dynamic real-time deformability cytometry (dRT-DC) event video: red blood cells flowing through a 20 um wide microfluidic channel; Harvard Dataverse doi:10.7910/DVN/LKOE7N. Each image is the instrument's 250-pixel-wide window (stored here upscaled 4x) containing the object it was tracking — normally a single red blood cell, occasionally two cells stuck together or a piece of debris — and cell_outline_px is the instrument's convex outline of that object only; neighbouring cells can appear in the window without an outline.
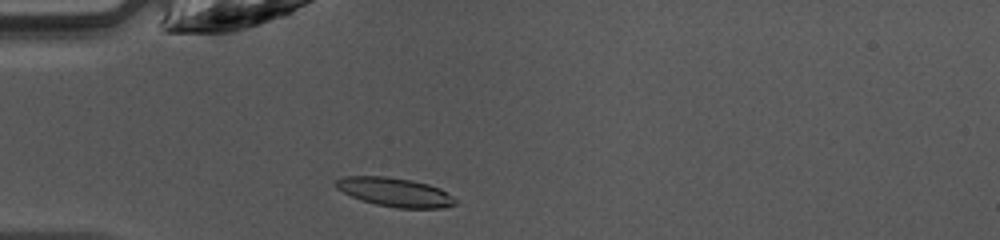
{"species": "common noctule bat (a hibernating species)", "species_latin": "Nyctalus noctula", "temperature_condition": "warm", "stored_images_in_passage": 36, "camera_frame_rate_fps": 3000, "um_per_image_px": 0.085, "animal": {"sex": "female", "body_mass_g": 10.0, "forearm_length_mm": 53.1}, "frame": {"image": 1, "passage_image": 2, "time_ms": 0.333, "image_size_px": [1000, 240], "cell_outline_px": [[460, 200], [456, 204], [448, 208], [400, 208], [376, 204], [360, 200], [336, 188], [336, 180], [344, 176], [384, 176], [412, 180], [428, 184], [440, 188]], "centroid_in_image_um": [33.64, 16.34], "position_along_channel_um": 51.4, "area_um2": 20.23}}
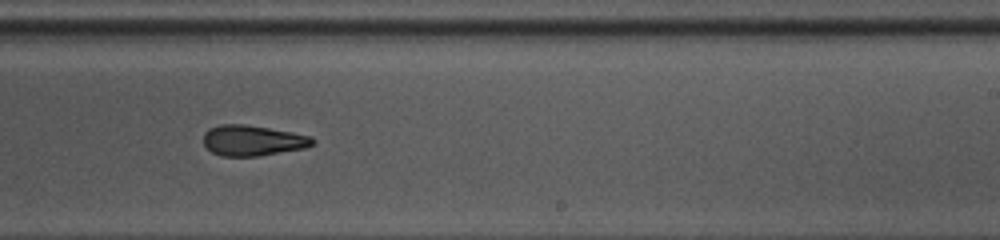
{"frame": {"image": 2, "passage_image": 18, "time_ms": 5.667, "image_size_px": [1000, 240], "cell_outline_px": [[316, 140], [312, 144], [304, 148], [260, 156], [220, 156], [212, 152], [204, 144], [204, 132], [208, 128], [220, 124], [244, 124], [292, 132], [312, 136]], "centroid_in_image_um": [21.47, 11.94], "position_along_channel_um": 267.5, "area_um2": 19.48}}
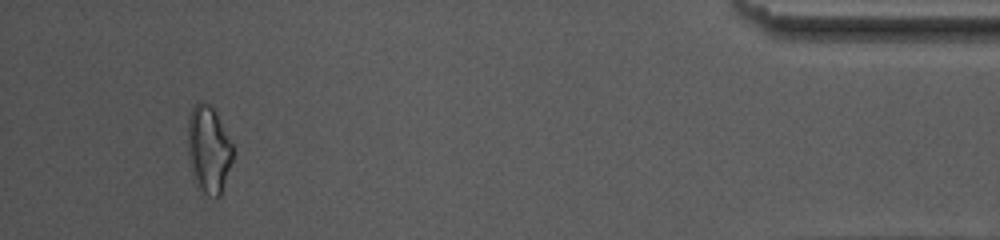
{"frame": {"image": 3, "passage_image": 33, "time_ms": 10.667, "image_size_px": [1000, 240], "cell_outline_px": [[236, 152], [220, 196], [216, 200], [208, 196], [200, 188], [192, 172], [188, 156], [188, 116], [192, 108], [200, 100], [208, 104], [216, 112]], "centroid_in_image_um": [17.76, 12.71], "position_along_channel_um": 417.4, "area_um2": 23.06}, "authors_computed_cell_mechanics": {"area_um2": 20.2011, "velocity_mm_per_s": 4.2453, "shape_relaxation_time_tau1_ms": 5.4657, "shape_relaxation_time_tau2_ms": 4.1898, "deformation_change_tau1": 0.1821, "deformation_change_tau2": 0.1488}}